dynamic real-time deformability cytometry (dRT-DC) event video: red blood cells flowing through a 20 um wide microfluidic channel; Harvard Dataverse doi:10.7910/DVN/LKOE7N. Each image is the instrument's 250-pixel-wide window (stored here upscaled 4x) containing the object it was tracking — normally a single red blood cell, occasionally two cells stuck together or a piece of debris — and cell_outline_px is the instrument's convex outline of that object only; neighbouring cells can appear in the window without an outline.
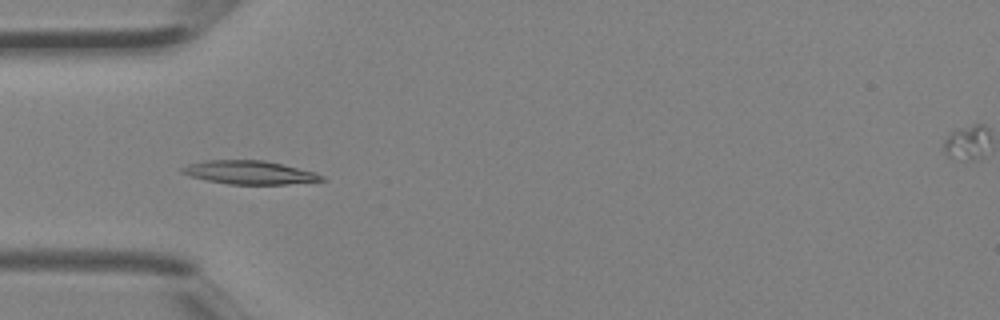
{"species": "Egyptian fruit bat (a non-hibernating species)", "species_latin": "Rousettus aegyptiacus", "temperature_condition": "room temperature", "stored_images_in_passage": 5, "camera_frame_rate_fps": 3000, "um_per_image_px": 0.085, "animal": {"sex": "female"}, "frame": {"image": 1, "passage_image": 4, "time_ms": 1.0, "image_size_px": [1000, 320], "cell_outline_px": [[324, 180], [284, 184], [228, 184], [188, 176], [180, 172], [180, 168], [188, 164], [204, 160], [264, 160], [316, 172], [324, 176]], "centroid_in_image_um": [21.16, 14.65], "position_along_channel_um": 63.8, "area_um2": 19.02}}
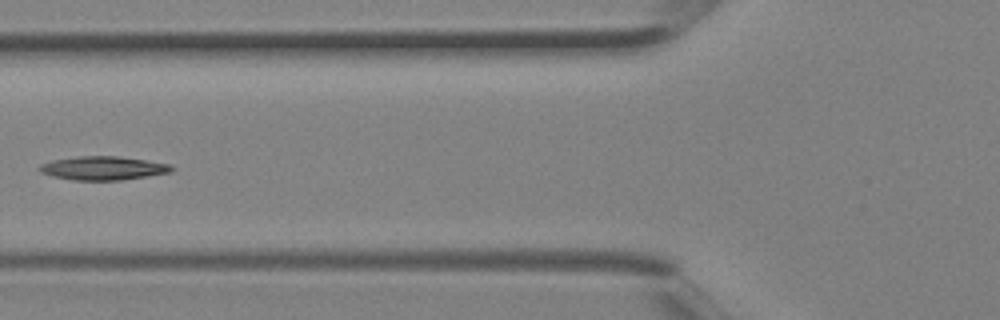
{"frame": {"image": 2, "passage_image": 5, "time_ms": 1.333, "image_size_px": [1000, 320], "cell_outline_px": [[176, 168], [172, 172], [148, 176], [120, 180], [72, 180], [52, 176], [40, 172], [36, 168], [40, 164], [52, 160], [76, 156], [120, 156], [168, 164]], "centroid_in_image_um": [8.73, 14.29], "position_along_channel_um": 117.1, "area_um2": 18.32}}